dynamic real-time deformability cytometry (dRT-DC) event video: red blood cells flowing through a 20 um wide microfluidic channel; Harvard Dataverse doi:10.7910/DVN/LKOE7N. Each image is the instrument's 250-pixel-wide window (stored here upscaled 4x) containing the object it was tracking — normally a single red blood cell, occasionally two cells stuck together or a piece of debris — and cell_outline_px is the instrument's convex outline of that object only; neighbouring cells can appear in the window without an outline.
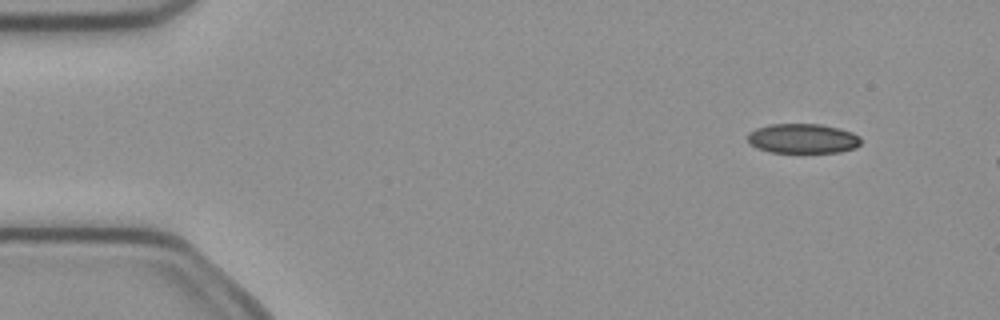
{"species": "common noctule bat (a hibernating species)", "species_latin": "Nyctalus noctula", "temperature_condition": "cold", "stored_images_in_passage": 4, "camera_frame_rate_fps": 3000, "um_per_image_px": 0.085, "animal": {"sex": "female", "body_mass_g": 21.9}, "frame": {"image": 1, "passage_image": 2, "time_ms": 0.333, "image_size_px": [1000, 320], "cell_outline_px": [[860, 144], [856, 148], [840, 152], [768, 152], [756, 148], [748, 144], [748, 132], [756, 128], [768, 124], [820, 124], [840, 128], [852, 132], [860, 136]], "centroid_in_image_um": [68.21, 11.77], "position_along_channel_um": 16.8, "area_um2": 19.83}}